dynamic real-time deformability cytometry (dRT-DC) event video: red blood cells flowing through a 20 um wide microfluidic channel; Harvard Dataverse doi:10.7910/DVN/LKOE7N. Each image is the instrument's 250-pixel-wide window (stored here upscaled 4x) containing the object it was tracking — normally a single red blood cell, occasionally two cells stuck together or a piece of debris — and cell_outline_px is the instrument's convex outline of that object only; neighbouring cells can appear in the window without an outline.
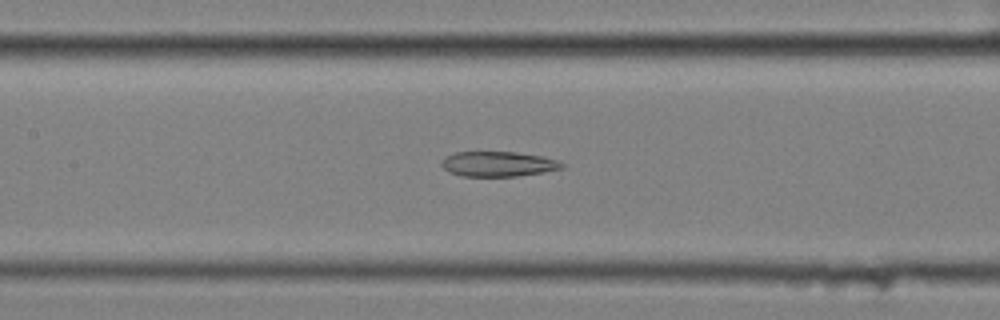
{"species": "common noctule bat (a hibernating species)", "species_latin": "Nyctalus noctula", "temperature_condition": "cold", "stored_images_in_passage": 43, "camera_frame_rate_fps": 3000, "um_per_image_px": 0.085, "animal": {"sex": "female", "body_mass_g": 25.1}, "frame": {"image": 1, "passage_image": 12, "time_ms": 3.667, "image_size_px": [1000, 320], "cell_outline_px": [[564, 168], [544, 172], [516, 176], [460, 176], [448, 172], [440, 164], [440, 160], [456, 152], [516, 152], [544, 156], [560, 160], [564, 164]], "centroid_in_image_um": [42.37, 13.94], "position_along_channel_um": 165.0, "area_um2": 17.74}}
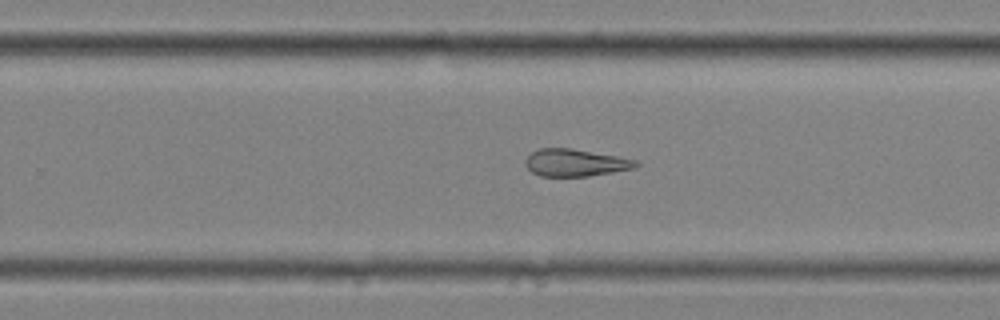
{"frame": {"image": 2, "passage_image": 22, "time_ms": 7.0, "image_size_px": [1000, 320], "cell_outline_px": [[640, 164], [636, 168], [588, 176], [540, 176], [532, 172], [524, 164], [524, 160], [532, 152], [540, 148], [572, 148], [616, 156], [636, 160]], "centroid_in_image_um": [48.89, 13.83], "position_along_channel_um": 280.9, "area_um2": 17.51}}
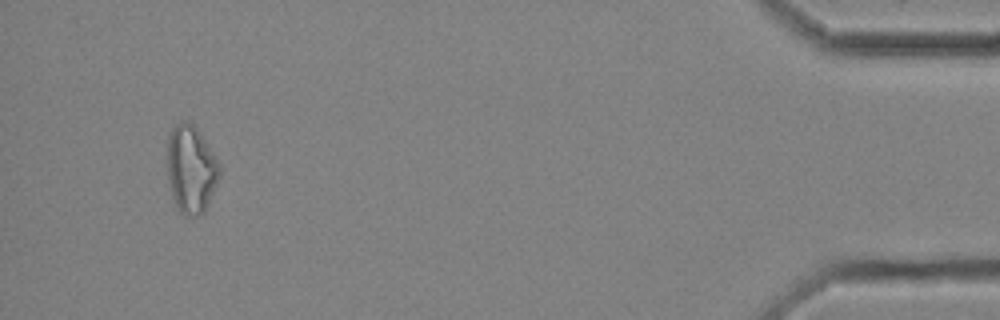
{"frame": {"image": 3, "passage_image": 40, "time_ms": 13.0, "image_size_px": [1000, 320], "cell_outline_px": [[220, 176], [208, 204], [204, 212], [196, 216], [184, 216], [176, 208], [172, 196], [168, 180], [168, 132], [176, 124], [184, 120], [188, 120], [200, 132], [220, 164]], "centroid_in_image_um": [16.23, 14.39], "position_along_channel_um": 419.0, "area_um2": 26.88}, "authors_computed_cell_mechanics": {"area_um2": 19.4786, "velocity_mm_per_s": 3.4824, "shape_relaxation_time_tau1_ms": null, "shape_relaxation_time_tau2_ms": 4.6085, "deformation_change_tau1": null, "deformation_change_tau2": 0.1637}}